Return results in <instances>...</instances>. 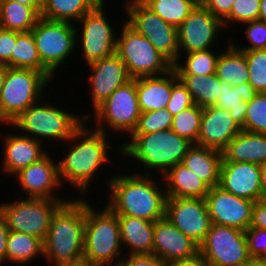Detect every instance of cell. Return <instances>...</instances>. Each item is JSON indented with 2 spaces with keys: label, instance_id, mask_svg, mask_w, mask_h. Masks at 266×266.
I'll return each instance as SVG.
<instances>
[{
  "label": "cell",
  "instance_id": "obj_1",
  "mask_svg": "<svg viewBox=\"0 0 266 266\" xmlns=\"http://www.w3.org/2000/svg\"><path fill=\"white\" fill-rule=\"evenodd\" d=\"M109 137L110 135L95 130L85 122L65 142L66 144H61V150L63 151H61L62 155L59 156V159L57 157V164L59 178L63 187L64 185L67 187L66 185L69 184V189L72 186L73 192L75 189L77 194L82 195L81 197L89 195V190L92 189L95 179H99V175L105 177V174L104 176L102 174L103 169L105 168L108 171L106 169L108 164L109 166L111 162V165L116 164L113 161L114 158L111 157L115 155V151L121 157V145L116 143L113 146H118L113 148ZM112 150L114 152L113 155H111L113 153L111 152Z\"/></svg>",
  "mask_w": 266,
  "mask_h": 266
},
{
  "label": "cell",
  "instance_id": "obj_2",
  "mask_svg": "<svg viewBox=\"0 0 266 266\" xmlns=\"http://www.w3.org/2000/svg\"><path fill=\"white\" fill-rule=\"evenodd\" d=\"M128 169L124 172L123 167L121 173H112V176L108 173L109 178L104 186L109 200L105 204L117 215L138 217L150 222L164 218L167 197L162 177L159 181L156 179L158 175L155 177L137 173L136 168L133 171Z\"/></svg>",
  "mask_w": 266,
  "mask_h": 266
},
{
  "label": "cell",
  "instance_id": "obj_3",
  "mask_svg": "<svg viewBox=\"0 0 266 266\" xmlns=\"http://www.w3.org/2000/svg\"><path fill=\"white\" fill-rule=\"evenodd\" d=\"M87 198L77 196L53 214L44 243L48 266L83 260Z\"/></svg>",
  "mask_w": 266,
  "mask_h": 266
},
{
  "label": "cell",
  "instance_id": "obj_4",
  "mask_svg": "<svg viewBox=\"0 0 266 266\" xmlns=\"http://www.w3.org/2000/svg\"><path fill=\"white\" fill-rule=\"evenodd\" d=\"M47 98L43 97L31 105L10 124H7V127H12L11 129L17 130L16 132L43 144L48 143V149H50L51 142L53 149L55 145L53 142L57 143L56 145L59 143L60 147L61 143L69 140L83 126L87 112L84 114L79 112L75 115L68 107L65 109L62 105L57 106L58 103L55 105V102H50L49 95Z\"/></svg>",
  "mask_w": 266,
  "mask_h": 266
},
{
  "label": "cell",
  "instance_id": "obj_5",
  "mask_svg": "<svg viewBox=\"0 0 266 266\" xmlns=\"http://www.w3.org/2000/svg\"><path fill=\"white\" fill-rule=\"evenodd\" d=\"M128 141L126 142V140ZM121 144V158L128 157L139 165L140 174L160 177L171 167L182 162V159L193 143L179 136L171 129L146 134H131ZM124 155V156H123ZM133 158V159H132ZM138 162V163H137Z\"/></svg>",
  "mask_w": 266,
  "mask_h": 266
},
{
  "label": "cell",
  "instance_id": "obj_6",
  "mask_svg": "<svg viewBox=\"0 0 266 266\" xmlns=\"http://www.w3.org/2000/svg\"><path fill=\"white\" fill-rule=\"evenodd\" d=\"M87 199L83 260L94 266H116L125 256L117 214L106 204L94 207ZM105 206V207H104Z\"/></svg>",
  "mask_w": 266,
  "mask_h": 266
},
{
  "label": "cell",
  "instance_id": "obj_7",
  "mask_svg": "<svg viewBox=\"0 0 266 266\" xmlns=\"http://www.w3.org/2000/svg\"><path fill=\"white\" fill-rule=\"evenodd\" d=\"M89 107L90 111L85 114V118L92 128L106 135L113 131L112 135L116 134L115 137L120 132L121 140L124 133L123 139L125 140V135L128 138L135 130L141 114L137 97L136 79H131L123 86L118 87L93 112H91Z\"/></svg>",
  "mask_w": 266,
  "mask_h": 266
},
{
  "label": "cell",
  "instance_id": "obj_8",
  "mask_svg": "<svg viewBox=\"0 0 266 266\" xmlns=\"http://www.w3.org/2000/svg\"><path fill=\"white\" fill-rule=\"evenodd\" d=\"M49 83L52 84L41 71L7 67L0 90V126L6 127L40 101L49 92Z\"/></svg>",
  "mask_w": 266,
  "mask_h": 266
},
{
  "label": "cell",
  "instance_id": "obj_9",
  "mask_svg": "<svg viewBox=\"0 0 266 266\" xmlns=\"http://www.w3.org/2000/svg\"><path fill=\"white\" fill-rule=\"evenodd\" d=\"M106 3L100 1L75 24L76 49L81 53L80 59L86 63L84 65L116 53L119 31L115 30L118 26L106 13Z\"/></svg>",
  "mask_w": 266,
  "mask_h": 266
},
{
  "label": "cell",
  "instance_id": "obj_10",
  "mask_svg": "<svg viewBox=\"0 0 266 266\" xmlns=\"http://www.w3.org/2000/svg\"><path fill=\"white\" fill-rule=\"evenodd\" d=\"M116 54L125 63L131 79L167 73L173 65L126 22L118 23Z\"/></svg>",
  "mask_w": 266,
  "mask_h": 266
},
{
  "label": "cell",
  "instance_id": "obj_11",
  "mask_svg": "<svg viewBox=\"0 0 266 266\" xmlns=\"http://www.w3.org/2000/svg\"><path fill=\"white\" fill-rule=\"evenodd\" d=\"M69 199H41L18 197L0 203V216L10 231L46 238L51 218ZM18 199V200H17Z\"/></svg>",
  "mask_w": 266,
  "mask_h": 266
},
{
  "label": "cell",
  "instance_id": "obj_12",
  "mask_svg": "<svg viewBox=\"0 0 266 266\" xmlns=\"http://www.w3.org/2000/svg\"><path fill=\"white\" fill-rule=\"evenodd\" d=\"M31 32L42 64L59 78L58 70L76 51L75 24L40 17Z\"/></svg>",
  "mask_w": 266,
  "mask_h": 266
},
{
  "label": "cell",
  "instance_id": "obj_13",
  "mask_svg": "<svg viewBox=\"0 0 266 266\" xmlns=\"http://www.w3.org/2000/svg\"><path fill=\"white\" fill-rule=\"evenodd\" d=\"M123 5L124 14L127 17L125 22L136 32L145 36L155 49L174 65L179 59L177 27L164 21L142 2Z\"/></svg>",
  "mask_w": 266,
  "mask_h": 266
},
{
  "label": "cell",
  "instance_id": "obj_14",
  "mask_svg": "<svg viewBox=\"0 0 266 266\" xmlns=\"http://www.w3.org/2000/svg\"><path fill=\"white\" fill-rule=\"evenodd\" d=\"M199 254L210 266H243L250 258L245 231L212 223Z\"/></svg>",
  "mask_w": 266,
  "mask_h": 266
},
{
  "label": "cell",
  "instance_id": "obj_15",
  "mask_svg": "<svg viewBox=\"0 0 266 266\" xmlns=\"http://www.w3.org/2000/svg\"><path fill=\"white\" fill-rule=\"evenodd\" d=\"M224 31L223 21L213 16L200 2L177 28L179 57L194 51L218 47ZM222 34V35H221Z\"/></svg>",
  "mask_w": 266,
  "mask_h": 266
},
{
  "label": "cell",
  "instance_id": "obj_16",
  "mask_svg": "<svg viewBox=\"0 0 266 266\" xmlns=\"http://www.w3.org/2000/svg\"><path fill=\"white\" fill-rule=\"evenodd\" d=\"M51 152L49 151L39 161L32 163L14 175L17 181L15 183H18L17 185L20 187L18 189H22L19 190L22 192L21 195L17 192V197H23L22 194H24V197L27 198L68 199V197H63L66 196L64 192L63 195H57L58 189L60 190L59 193L64 187H62L59 178L55 152L53 150Z\"/></svg>",
  "mask_w": 266,
  "mask_h": 266
},
{
  "label": "cell",
  "instance_id": "obj_17",
  "mask_svg": "<svg viewBox=\"0 0 266 266\" xmlns=\"http://www.w3.org/2000/svg\"><path fill=\"white\" fill-rule=\"evenodd\" d=\"M165 217L198 245L204 241L212 224L205 198L167 197Z\"/></svg>",
  "mask_w": 266,
  "mask_h": 266
},
{
  "label": "cell",
  "instance_id": "obj_18",
  "mask_svg": "<svg viewBox=\"0 0 266 266\" xmlns=\"http://www.w3.org/2000/svg\"><path fill=\"white\" fill-rule=\"evenodd\" d=\"M88 94L92 112L101 105L118 87L131 80L125 63L115 53L88 65ZM90 90V91H89Z\"/></svg>",
  "mask_w": 266,
  "mask_h": 266
},
{
  "label": "cell",
  "instance_id": "obj_19",
  "mask_svg": "<svg viewBox=\"0 0 266 266\" xmlns=\"http://www.w3.org/2000/svg\"><path fill=\"white\" fill-rule=\"evenodd\" d=\"M211 223L245 231L251 223L254 201L214 186L205 197Z\"/></svg>",
  "mask_w": 266,
  "mask_h": 266
},
{
  "label": "cell",
  "instance_id": "obj_20",
  "mask_svg": "<svg viewBox=\"0 0 266 266\" xmlns=\"http://www.w3.org/2000/svg\"><path fill=\"white\" fill-rule=\"evenodd\" d=\"M9 132H4L0 137L3 145L1 148L3 153L0 152L2 156V159L0 158L2 160L0 169L3 176L5 174L13 178L20 170L44 157L49 152V149L40 141L19 132L16 134V130L10 129Z\"/></svg>",
  "mask_w": 266,
  "mask_h": 266
},
{
  "label": "cell",
  "instance_id": "obj_21",
  "mask_svg": "<svg viewBox=\"0 0 266 266\" xmlns=\"http://www.w3.org/2000/svg\"><path fill=\"white\" fill-rule=\"evenodd\" d=\"M198 254L199 245L178 230L166 217L155 222L152 255L169 264L194 258Z\"/></svg>",
  "mask_w": 266,
  "mask_h": 266
},
{
  "label": "cell",
  "instance_id": "obj_22",
  "mask_svg": "<svg viewBox=\"0 0 266 266\" xmlns=\"http://www.w3.org/2000/svg\"><path fill=\"white\" fill-rule=\"evenodd\" d=\"M219 186L238 197L260 201L261 166L250 162H221Z\"/></svg>",
  "mask_w": 266,
  "mask_h": 266
},
{
  "label": "cell",
  "instance_id": "obj_23",
  "mask_svg": "<svg viewBox=\"0 0 266 266\" xmlns=\"http://www.w3.org/2000/svg\"><path fill=\"white\" fill-rule=\"evenodd\" d=\"M241 131L242 127L229 111L216 106L204 107L197 145L222 151Z\"/></svg>",
  "mask_w": 266,
  "mask_h": 266
},
{
  "label": "cell",
  "instance_id": "obj_24",
  "mask_svg": "<svg viewBox=\"0 0 266 266\" xmlns=\"http://www.w3.org/2000/svg\"><path fill=\"white\" fill-rule=\"evenodd\" d=\"M120 239L125 256L151 255L153 252L155 222L132 216L117 215ZM128 253V254H127Z\"/></svg>",
  "mask_w": 266,
  "mask_h": 266
},
{
  "label": "cell",
  "instance_id": "obj_25",
  "mask_svg": "<svg viewBox=\"0 0 266 266\" xmlns=\"http://www.w3.org/2000/svg\"><path fill=\"white\" fill-rule=\"evenodd\" d=\"M222 162L266 163V134L242 130L222 150Z\"/></svg>",
  "mask_w": 266,
  "mask_h": 266
},
{
  "label": "cell",
  "instance_id": "obj_26",
  "mask_svg": "<svg viewBox=\"0 0 266 266\" xmlns=\"http://www.w3.org/2000/svg\"><path fill=\"white\" fill-rule=\"evenodd\" d=\"M166 197L205 198L210 187L182 163L171 167L162 176Z\"/></svg>",
  "mask_w": 266,
  "mask_h": 266
},
{
  "label": "cell",
  "instance_id": "obj_27",
  "mask_svg": "<svg viewBox=\"0 0 266 266\" xmlns=\"http://www.w3.org/2000/svg\"><path fill=\"white\" fill-rule=\"evenodd\" d=\"M136 89L141 112L165 109L171 97L172 69L162 75L137 78Z\"/></svg>",
  "mask_w": 266,
  "mask_h": 266
},
{
  "label": "cell",
  "instance_id": "obj_28",
  "mask_svg": "<svg viewBox=\"0 0 266 266\" xmlns=\"http://www.w3.org/2000/svg\"><path fill=\"white\" fill-rule=\"evenodd\" d=\"M221 162L222 151L193 144L181 163L211 188L220 183Z\"/></svg>",
  "mask_w": 266,
  "mask_h": 266
},
{
  "label": "cell",
  "instance_id": "obj_29",
  "mask_svg": "<svg viewBox=\"0 0 266 266\" xmlns=\"http://www.w3.org/2000/svg\"><path fill=\"white\" fill-rule=\"evenodd\" d=\"M223 43L224 49L217 60L216 76L231 86H237L241 83L249 82L248 63L243 51L236 49L229 38ZM226 47V48H225Z\"/></svg>",
  "mask_w": 266,
  "mask_h": 266
},
{
  "label": "cell",
  "instance_id": "obj_30",
  "mask_svg": "<svg viewBox=\"0 0 266 266\" xmlns=\"http://www.w3.org/2000/svg\"><path fill=\"white\" fill-rule=\"evenodd\" d=\"M220 89V95L214 106L229 111L230 116L243 128L248 102L257 92L248 82L231 86L220 80Z\"/></svg>",
  "mask_w": 266,
  "mask_h": 266
},
{
  "label": "cell",
  "instance_id": "obj_31",
  "mask_svg": "<svg viewBox=\"0 0 266 266\" xmlns=\"http://www.w3.org/2000/svg\"><path fill=\"white\" fill-rule=\"evenodd\" d=\"M41 256V257H40ZM44 256L43 240L32 235L10 231L7 239L6 264L28 266ZM34 261V262H33Z\"/></svg>",
  "mask_w": 266,
  "mask_h": 266
},
{
  "label": "cell",
  "instance_id": "obj_32",
  "mask_svg": "<svg viewBox=\"0 0 266 266\" xmlns=\"http://www.w3.org/2000/svg\"><path fill=\"white\" fill-rule=\"evenodd\" d=\"M102 0H47L40 17L60 22L77 23Z\"/></svg>",
  "mask_w": 266,
  "mask_h": 266
},
{
  "label": "cell",
  "instance_id": "obj_33",
  "mask_svg": "<svg viewBox=\"0 0 266 266\" xmlns=\"http://www.w3.org/2000/svg\"><path fill=\"white\" fill-rule=\"evenodd\" d=\"M11 68L34 69L41 71L51 82L55 79V76L42 64L31 31H16V44L11 54Z\"/></svg>",
  "mask_w": 266,
  "mask_h": 266
},
{
  "label": "cell",
  "instance_id": "obj_34",
  "mask_svg": "<svg viewBox=\"0 0 266 266\" xmlns=\"http://www.w3.org/2000/svg\"><path fill=\"white\" fill-rule=\"evenodd\" d=\"M40 15L30 6L13 0H0V28L28 32L35 26Z\"/></svg>",
  "mask_w": 266,
  "mask_h": 266
},
{
  "label": "cell",
  "instance_id": "obj_35",
  "mask_svg": "<svg viewBox=\"0 0 266 266\" xmlns=\"http://www.w3.org/2000/svg\"><path fill=\"white\" fill-rule=\"evenodd\" d=\"M190 93L194 104L204 108L214 106L220 95V79L211 75H177Z\"/></svg>",
  "mask_w": 266,
  "mask_h": 266
},
{
  "label": "cell",
  "instance_id": "obj_36",
  "mask_svg": "<svg viewBox=\"0 0 266 266\" xmlns=\"http://www.w3.org/2000/svg\"><path fill=\"white\" fill-rule=\"evenodd\" d=\"M220 53V49L210 48L184 54V56L179 57L178 61L173 65V69L177 75L215 74ZM181 59L183 60L181 61Z\"/></svg>",
  "mask_w": 266,
  "mask_h": 266
},
{
  "label": "cell",
  "instance_id": "obj_37",
  "mask_svg": "<svg viewBox=\"0 0 266 266\" xmlns=\"http://www.w3.org/2000/svg\"><path fill=\"white\" fill-rule=\"evenodd\" d=\"M199 0H143L142 3L169 24L179 27Z\"/></svg>",
  "mask_w": 266,
  "mask_h": 266
},
{
  "label": "cell",
  "instance_id": "obj_38",
  "mask_svg": "<svg viewBox=\"0 0 266 266\" xmlns=\"http://www.w3.org/2000/svg\"><path fill=\"white\" fill-rule=\"evenodd\" d=\"M202 118V107L193 106L173 116L171 130L179 136L197 145Z\"/></svg>",
  "mask_w": 266,
  "mask_h": 266
},
{
  "label": "cell",
  "instance_id": "obj_39",
  "mask_svg": "<svg viewBox=\"0 0 266 266\" xmlns=\"http://www.w3.org/2000/svg\"><path fill=\"white\" fill-rule=\"evenodd\" d=\"M261 0H235L231 12L222 20L224 28L228 29L243 23L258 20ZM234 27H233V26Z\"/></svg>",
  "mask_w": 266,
  "mask_h": 266
},
{
  "label": "cell",
  "instance_id": "obj_40",
  "mask_svg": "<svg viewBox=\"0 0 266 266\" xmlns=\"http://www.w3.org/2000/svg\"><path fill=\"white\" fill-rule=\"evenodd\" d=\"M243 52L248 63V83L257 93H266V50Z\"/></svg>",
  "mask_w": 266,
  "mask_h": 266
},
{
  "label": "cell",
  "instance_id": "obj_41",
  "mask_svg": "<svg viewBox=\"0 0 266 266\" xmlns=\"http://www.w3.org/2000/svg\"><path fill=\"white\" fill-rule=\"evenodd\" d=\"M242 130L266 134V93H257L248 102L246 119Z\"/></svg>",
  "mask_w": 266,
  "mask_h": 266
},
{
  "label": "cell",
  "instance_id": "obj_42",
  "mask_svg": "<svg viewBox=\"0 0 266 266\" xmlns=\"http://www.w3.org/2000/svg\"><path fill=\"white\" fill-rule=\"evenodd\" d=\"M244 27H241L243 26ZM240 28H245L243 33L245 34L246 42L240 46L235 43V38L229 36V42L241 51H251V50H266V23L260 20H254L251 22L243 23L238 26Z\"/></svg>",
  "mask_w": 266,
  "mask_h": 266
},
{
  "label": "cell",
  "instance_id": "obj_43",
  "mask_svg": "<svg viewBox=\"0 0 266 266\" xmlns=\"http://www.w3.org/2000/svg\"><path fill=\"white\" fill-rule=\"evenodd\" d=\"M173 115L165 109L141 112L132 134H146L171 129Z\"/></svg>",
  "mask_w": 266,
  "mask_h": 266
},
{
  "label": "cell",
  "instance_id": "obj_44",
  "mask_svg": "<svg viewBox=\"0 0 266 266\" xmlns=\"http://www.w3.org/2000/svg\"><path fill=\"white\" fill-rule=\"evenodd\" d=\"M193 105L194 102L190 93L178 78L175 70L172 68V91L166 110L175 116L180 111L185 110Z\"/></svg>",
  "mask_w": 266,
  "mask_h": 266
},
{
  "label": "cell",
  "instance_id": "obj_45",
  "mask_svg": "<svg viewBox=\"0 0 266 266\" xmlns=\"http://www.w3.org/2000/svg\"><path fill=\"white\" fill-rule=\"evenodd\" d=\"M245 234L250 257L266 258V230L248 227Z\"/></svg>",
  "mask_w": 266,
  "mask_h": 266
},
{
  "label": "cell",
  "instance_id": "obj_46",
  "mask_svg": "<svg viewBox=\"0 0 266 266\" xmlns=\"http://www.w3.org/2000/svg\"><path fill=\"white\" fill-rule=\"evenodd\" d=\"M16 44V31L0 28V64L11 68V54Z\"/></svg>",
  "mask_w": 266,
  "mask_h": 266
},
{
  "label": "cell",
  "instance_id": "obj_47",
  "mask_svg": "<svg viewBox=\"0 0 266 266\" xmlns=\"http://www.w3.org/2000/svg\"><path fill=\"white\" fill-rule=\"evenodd\" d=\"M116 266H167L155 255H127Z\"/></svg>",
  "mask_w": 266,
  "mask_h": 266
},
{
  "label": "cell",
  "instance_id": "obj_48",
  "mask_svg": "<svg viewBox=\"0 0 266 266\" xmlns=\"http://www.w3.org/2000/svg\"><path fill=\"white\" fill-rule=\"evenodd\" d=\"M235 0H199L215 17L223 20L230 12Z\"/></svg>",
  "mask_w": 266,
  "mask_h": 266
},
{
  "label": "cell",
  "instance_id": "obj_49",
  "mask_svg": "<svg viewBox=\"0 0 266 266\" xmlns=\"http://www.w3.org/2000/svg\"><path fill=\"white\" fill-rule=\"evenodd\" d=\"M266 230V200L255 201L250 226Z\"/></svg>",
  "mask_w": 266,
  "mask_h": 266
},
{
  "label": "cell",
  "instance_id": "obj_50",
  "mask_svg": "<svg viewBox=\"0 0 266 266\" xmlns=\"http://www.w3.org/2000/svg\"><path fill=\"white\" fill-rule=\"evenodd\" d=\"M10 230L6 227L5 221L0 216V266L6 264V250H7V239Z\"/></svg>",
  "mask_w": 266,
  "mask_h": 266
},
{
  "label": "cell",
  "instance_id": "obj_51",
  "mask_svg": "<svg viewBox=\"0 0 266 266\" xmlns=\"http://www.w3.org/2000/svg\"><path fill=\"white\" fill-rule=\"evenodd\" d=\"M167 266H210L203 256L198 254L196 257L186 260H179L167 264Z\"/></svg>",
  "mask_w": 266,
  "mask_h": 266
},
{
  "label": "cell",
  "instance_id": "obj_52",
  "mask_svg": "<svg viewBox=\"0 0 266 266\" xmlns=\"http://www.w3.org/2000/svg\"><path fill=\"white\" fill-rule=\"evenodd\" d=\"M18 3H21L22 5L25 6H30L32 7L39 15L41 14L42 10V4L38 0H13Z\"/></svg>",
  "mask_w": 266,
  "mask_h": 266
},
{
  "label": "cell",
  "instance_id": "obj_53",
  "mask_svg": "<svg viewBox=\"0 0 266 266\" xmlns=\"http://www.w3.org/2000/svg\"><path fill=\"white\" fill-rule=\"evenodd\" d=\"M262 200H266V163L261 165Z\"/></svg>",
  "mask_w": 266,
  "mask_h": 266
},
{
  "label": "cell",
  "instance_id": "obj_54",
  "mask_svg": "<svg viewBox=\"0 0 266 266\" xmlns=\"http://www.w3.org/2000/svg\"><path fill=\"white\" fill-rule=\"evenodd\" d=\"M243 266H266V258L250 257Z\"/></svg>",
  "mask_w": 266,
  "mask_h": 266
},
{
  "label": "cell",
  "instance_id": "obj_55",
  "mask_svg": "<svg viewBox=\"0 0 266 266\" xmlns=\"http://www.w3.org/2000/svg\"><path fill=\"white\" fill-rule=\"evenodd\" d=\"M258 20L266 23V0L260 1V12Z\"/></svg>",
  "mask_w": 266,
  "mask_h": 266
},
{
  "label": "cell",
  "instance_id": "obj_56",
  "mask_svg": "<svg viewBox=\"0 0 266 266\" xmlns=\"http://www.w3.org/2000/svg\"><path fill=\"white\" fill-rule=\"evenodd\" d=\"M55 266H94V265H91L86 260H81V261L74 262V263L59 264Z\"/></svg>",
  "mask_w": 266,
  "mask_h": 266
},
{
  "label": "cell",
  "instance_id": "obj_57",
  "mask_svg": "<svg viewBox=\"0 0 266 266\" xmlns=\"http://www.w3.org/2000/svg\"><path fill=\"white\" fill-rule=\"evenodd\" d=\"M6 70H7V66L4 64H0V90L2 88L3 85V80L6 74Z\"/></svg>",
  "mask_w": 266,
  "mask_h": 266
},
{
  "label": "cell",
  "instance_id": "obj_58",
  "mask_svg": "<svg viewBox=\"0 0 266 266\" xmlns=\"http://www.w3.org/2000/svg\"><path fill=\"white\" fill-rule=\"evenodd\" d=\"M143 0H126L124 1V3L122 2V4H125V3H130V2H142Z\"/></svg>",
  "mask_w": 266,
  "mask_h": 266
},
{
  "label": "cell",
  "instance_id": "obj_59",
  "mask_svg": "<svg viewBox=\"0 0 266 266\" xmlns=\"http://www.w3.org/2000/svg\"><path fill=\"white\" fill-rule=\"evenodd\" d=\"M42 5H44L46 2H47V0H38Z\"/></svg>",
  "mask_w": 266,
  "mask_h": 266
}]
</instances>
